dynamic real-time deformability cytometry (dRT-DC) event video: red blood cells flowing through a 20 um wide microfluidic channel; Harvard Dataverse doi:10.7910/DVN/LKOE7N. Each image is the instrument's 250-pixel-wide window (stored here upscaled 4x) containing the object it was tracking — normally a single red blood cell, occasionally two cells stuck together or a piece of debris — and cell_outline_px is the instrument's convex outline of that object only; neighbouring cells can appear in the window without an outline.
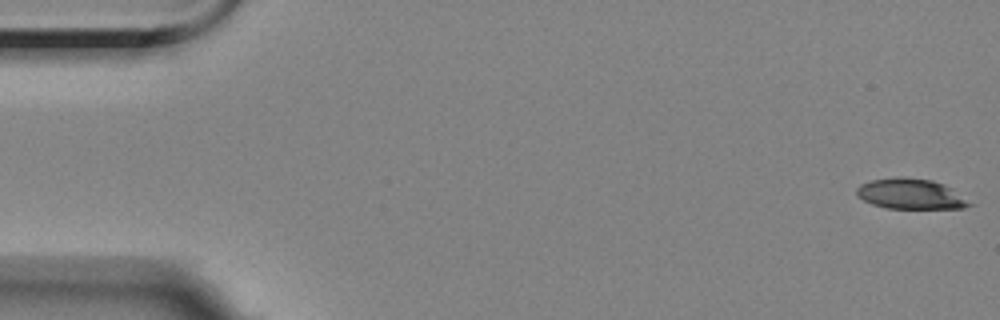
{"species": "Egyptian fruit bat (a non-hibernating species)", "species_latin": "Rousettus aegyptiacus", "temperature_condition": "room temperature", "stored_images_in_passage": 56, "camera_frame_rate_fps": 3000, "um_per_image_px": 0.085, "animal": {"sex": "female"}, "frame": {"image": 1, "passage_image": 1, "time_ms": 0.0, "image_size_px": [1000, 320], "cell_outline_px": [[976, 204], [964, 208], [884, 208], [872, 204], [856, 196], [856, 188], [860, 184], [872, 180], [896, 176], [900, 176], [932, 180], [944, 184], [952, 188]], "centroid_in_image_um": [77.43, 16.48], "position_along_channel_um": 7.6, "area_um2": 20.29}}
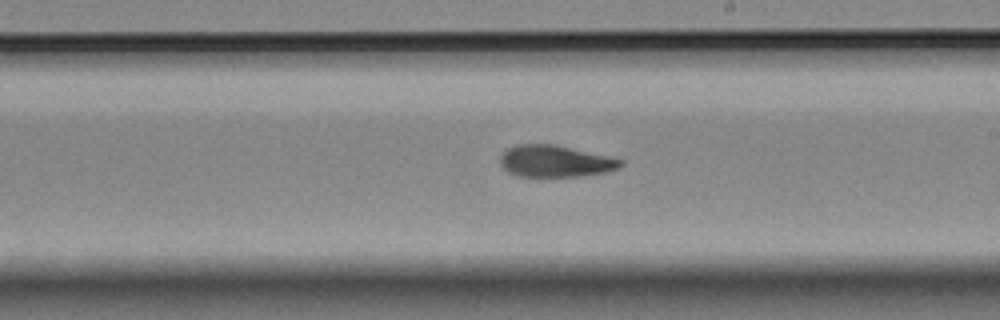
{"frame": {"image": 2, "passage_image": 32, "time_ms": 10.333, "image_size_px": [1000, 320], "cell_outline_px": [[624, 164], [616, 168], [604, 172], [580, 176], [516, 176], [508, 172], [500, 164], [500, 156], [508, 148], [516, 144], [552, 144], [624, 160]], "centroid_in_image_um": [47.14, 13.7], "position_along_channel_um": 241.9, "area_um2": 21.91}}
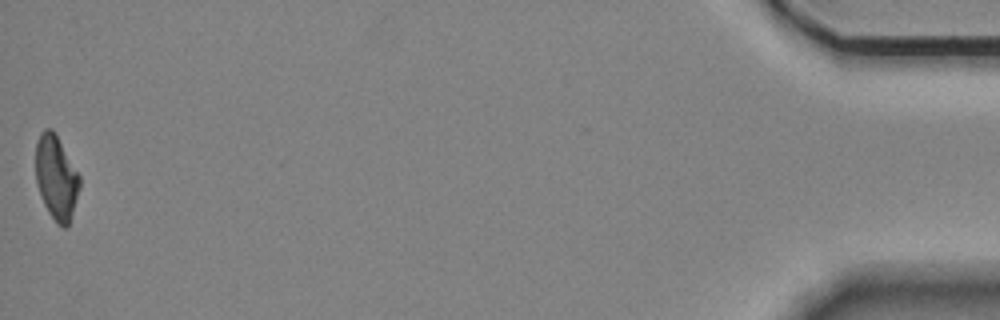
{"frame": {"image": 3, "passage_image": 56, "time_ms": 18.333, "image_size_px": [1000, 320], "cell_outline_px": [[80, 188], [68, 224], [64, 228], [56, 224], [48, 212], [40, 196], [36, 180], [36, 144], [40, 132], [44, 128], [52, 128], [80, 176]], "centroid_in_image_um": [4.76, 15.09], "position_along_channel_um": 430.4, "area_um2": 21.39}, "authors_computed_cell_mechanics": {"area_um2": 22.4264, "velocity_mm_per_s": 3.5514, "shape_relaxation_time_tau1_ms": 7.4148, "shape_relaxation_time_tau2_ms": 4.1734, "deformation_change_tau1": 0.1985, "deformation_change_tau2": 0.1069}}